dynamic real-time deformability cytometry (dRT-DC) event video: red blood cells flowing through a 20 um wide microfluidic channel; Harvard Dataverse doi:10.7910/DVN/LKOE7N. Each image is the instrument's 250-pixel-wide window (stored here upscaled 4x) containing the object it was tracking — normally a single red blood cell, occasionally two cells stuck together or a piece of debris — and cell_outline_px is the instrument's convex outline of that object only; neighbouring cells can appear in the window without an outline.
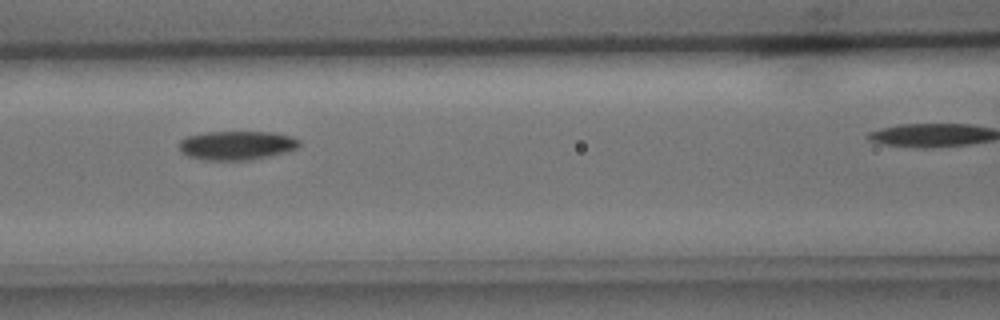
{"species": "common noctule bat (a hibernating species)", "species_latin": "Nyctalus noctula", "temperature_condition": "cold", "stored_images_in_passage": 8, "camera_frame_rate_fps": 3000, "um_per_image_px": 0.085, "animal": {"sex": "male", "body_mass_g": 15.6}, "frame": {"image": 1, "passage_image": 4, "time_ms": 1.0, "image_size_px": [1000, 320], "cell_outline_px": [[300, 144], [296, 148], [284, 152], [268, 156], [248, 160], [204, 160], [188, 156], [180, 152], [180, 140], [188, 136], [208, 132], [272, 132], [292, 136], [300, 140]], "centroid_in_image_um": [20.11, 12.35], "position_along_channel_um": 146.5, "area_um2": 20.17}}